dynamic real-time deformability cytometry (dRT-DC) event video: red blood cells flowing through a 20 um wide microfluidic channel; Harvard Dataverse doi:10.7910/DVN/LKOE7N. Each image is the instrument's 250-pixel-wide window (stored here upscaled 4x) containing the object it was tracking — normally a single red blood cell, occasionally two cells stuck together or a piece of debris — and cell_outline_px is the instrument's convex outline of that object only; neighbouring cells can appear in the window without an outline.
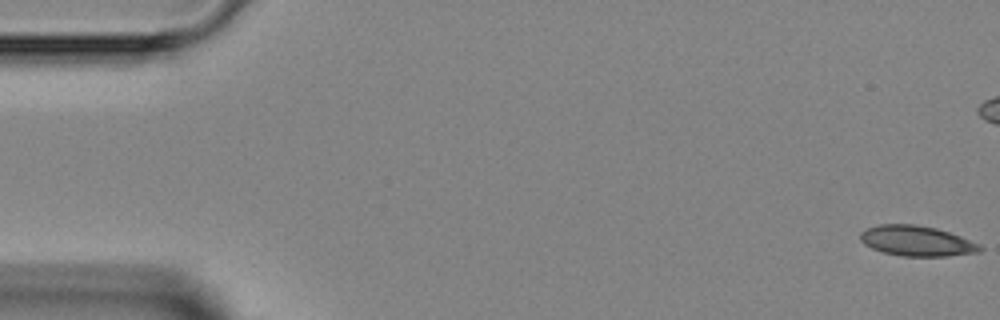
{"species": "Egyptian fruit bat (a non-hibernating species)", "species_latin": "Rousettus aegyptiacus", "temperature_condition": "room temperature", "stored_images_in_passage": 48, "camera_frame_rate_fps": 3000, "um_per_image_px": 0.085, "animal": {"sex": "female"}, "frame": {"image": 1, "passage_image": 1, "time_ms": 0.0, "image_size_px": [1000, 320], "cell_outline_px": [[984, 248], [980, 252], [948, 256], [904, 256], [884, 252], [872, 248], [864, 244], [860, 240], [860, 232], [868, 228], [880, 224], [916, 224], [936, 228], [960, 236], [980, 244]], "centroid_in_image_um": [77.94, 20.48], "position_along_channel_um": 7.1, "area_um2": 21.1}}
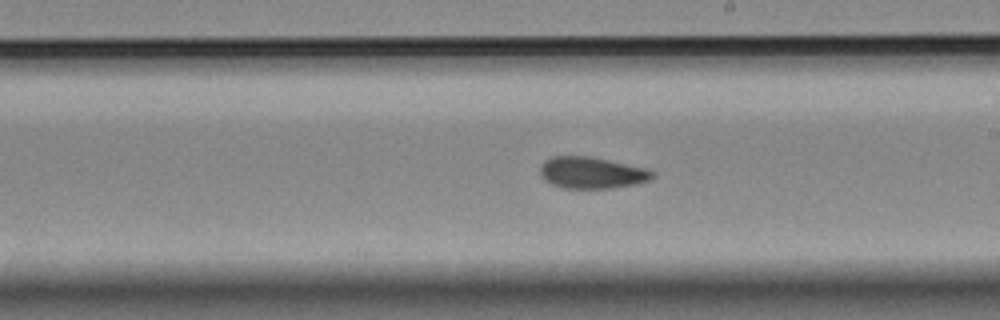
{"frame": {"image": 2, "passage_image": 27, "time_ms": 8.667, "image_size_px": [1000, 320], "cell_outline_px": [[656, 176], [648, 180], [636, 184], [612, 188], [564, 188], [552, 184], [544, 180], [540, 172], [540, 164], [544, 160], [552, 156], [588, 156], [644, 168], [656, 172]], "centroid_in_image_um": [50.27, 14.68], "position_along_channel_um": 238.7, "area_um2": 20.58}}
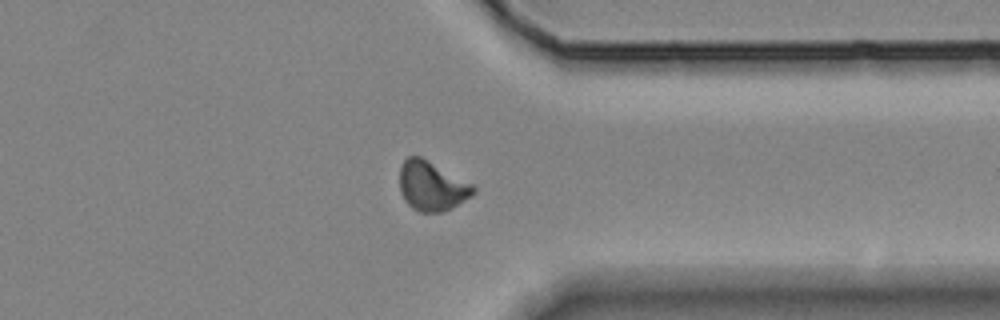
{"frame": {"image": 3, "passage_image": 37, "time_ms": 12.0, "image_size_px": [1000, 320], "cell_outline_px": [[476, 192], [472, 196], [452, 208], [440, 212], [420, 212], [412, 208], [404, 200], [400, 192], [400, 164], [408, 156], [420, 156], [472, 184], [476, 188]], "centroid_in_image_um": [36.69, 15.82], "position_along_channel_um": 374.7, "area_um2": 21.21}}